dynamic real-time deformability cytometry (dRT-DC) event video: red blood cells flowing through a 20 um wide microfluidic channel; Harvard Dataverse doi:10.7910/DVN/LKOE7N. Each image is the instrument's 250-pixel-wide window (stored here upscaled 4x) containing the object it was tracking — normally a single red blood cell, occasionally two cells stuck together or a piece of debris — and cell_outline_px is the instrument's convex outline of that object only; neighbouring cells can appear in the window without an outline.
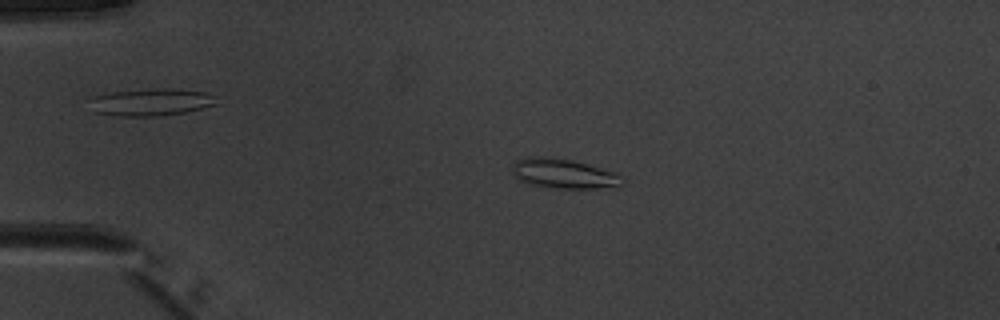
{"species": "common noctule bat (a hibernating species)", "species_latin": "Nyctalus noctula", "temperature_condition": "warm", "stored_images_in_passage": 40, "camera_frame_rate_fps": 3000, "um_per_image_px": 0.085, "animal": {"sex": "male", "body_mass_g": 20.1, "forearm_length_mm": 53.5}, "frame": {"image": 1, "passage_image": 1, "time_ms": 0.0, "image_size_px": [1000, 320], "cell_outline_px": [[624, 184], [620, 188], [556, 188], [528, 184], [520, 180], [512, 172], [512, 164], [516, 160], [528, 156], [544, 156], [572, 160], [616, 172], [624, 180]], "centroid_in_image_um": [47.94, 14.76], "position_along_channel_um": 37.1, "area_um2": 19.31}}
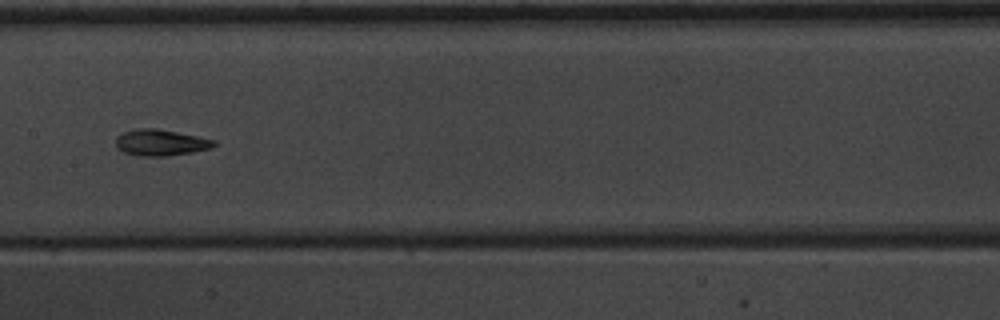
{"frame": {"image": 2, "passage_image": 16, "time_ms": 5.0, "image_size_px": [1000, 320], "cell_outline_px": [[216, 144], [212, 148], [192, 152], [164, 156], [144, 156], [124, 152], [116, 148], [116, 136], [124, 132], [140, 128], [156, 128], [216, 140]], "centroid_in_image_um": [13.65, 12.12], "position_along_channel_um": 193.7, "area_um2": 14.85}}
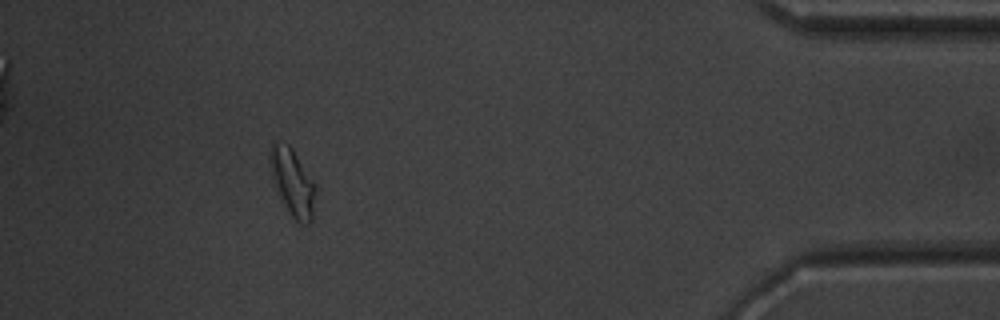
{"frame": {"image": 3, "passage_image": 36, "time_ms": 11.667, "image_size_px": [1000, 320], "cell_outline_px": [[316, 192], [312, 220], [308, 224], [300, 224], [292, 216], [284, 204], [276, 188], [268, 160], [268, 152], [272, 140], [276, 140], [288, 144], [292, 148], [316, 184]], "centroid_in_image_um": [24.86, 15.44], "position_along_channel_um": 410.3, "area_um2": 17.98}, "authors_computed_cell_mechanics": {"area_um2": 14.7968, "velocity_mm_per_s": 3.9999, "shape_relaxation_time_tau1_ms": null, "shape_relaxation_time_tau2_ms": 1.7908, "deformation_change_tau1": null, "deformation_change_tau2": 0.0821}}